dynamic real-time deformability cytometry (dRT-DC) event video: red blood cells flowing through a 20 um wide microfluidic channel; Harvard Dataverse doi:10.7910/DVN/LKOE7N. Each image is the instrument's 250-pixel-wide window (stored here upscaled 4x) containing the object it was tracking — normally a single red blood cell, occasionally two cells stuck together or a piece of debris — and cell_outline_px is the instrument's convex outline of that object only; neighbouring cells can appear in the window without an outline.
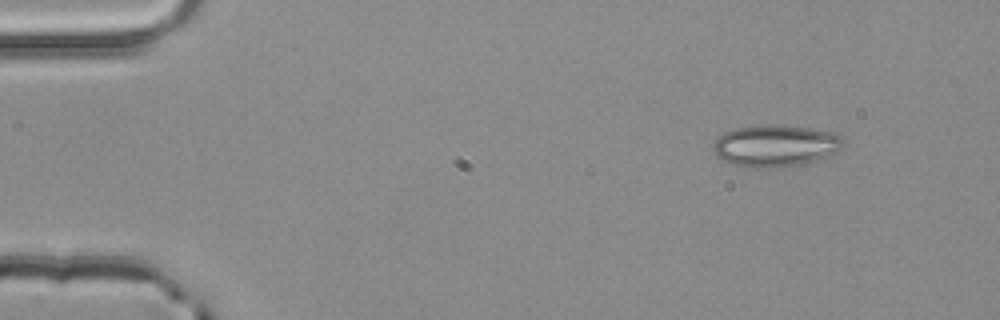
{"species": "common noctule bat (a hibernating species)", "species_latin": "Nyctalus noctula", "temperature_condition": "room temperature", "stored_images_in_passage": 5, "camera_frame_rate_fps": 3000, "um_per_image_px": 0.085, "animal": {"sex": "male", "body_mass_g": 20.4}, "frame": {"image": 1, "passage_image": 5, "time_ms": 1.333, "image_size_px": [1000, 320], "cell_outline_px": [[844, 144], [836, 152], [824, 160], [780, 168], [760, 168], [732, 164], [720, 160], [716, 156], [712, 148], [712, 144], [724, 132], [736, 128], [768, 124], [780, 124], [836, 132], [844, 140]], "centroid_in_image_um": [65.94, 12.4], "position_along_channel_um": 19.1, "area_um2": 32.31}}